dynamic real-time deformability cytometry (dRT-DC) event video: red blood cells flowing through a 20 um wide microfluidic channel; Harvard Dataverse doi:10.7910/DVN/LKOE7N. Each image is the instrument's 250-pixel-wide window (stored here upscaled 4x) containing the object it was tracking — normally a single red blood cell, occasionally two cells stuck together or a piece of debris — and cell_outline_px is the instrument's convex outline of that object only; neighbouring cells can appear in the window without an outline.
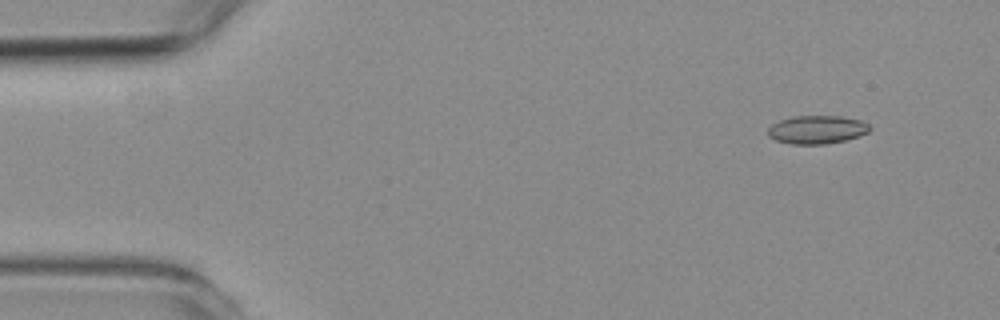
{"species": "common noctule bat (a hibernating species)", "species_latin": "Nyctalus noctula", "temperature_condition": "room temperature", "stored_images_in_passage": 57, "camera_frame_rate_fps": 3000, "um_per_image_px": 0.085, "animal": {"sex": "female", "body_mass_g": 19.3, "forearm_length_mm": 54.1}, "frame": {"image": 1, "passage_image": 4, "time_ms": 1.0, "image_size_px": [1000, 320], "cell_outline_px": [[872, 128], [868, 132], [844, 140], [824, 144], [792, 144], [776, 140], [768, 136], [768, 128], [772, 124], [780, 120], [792, 116], [840, 116], [860, 120], [868, 124]], "centroid_in_image_um": [69.42, 11.01], "position_along_channel_um": 15.6, "area_um2": 16.65}}
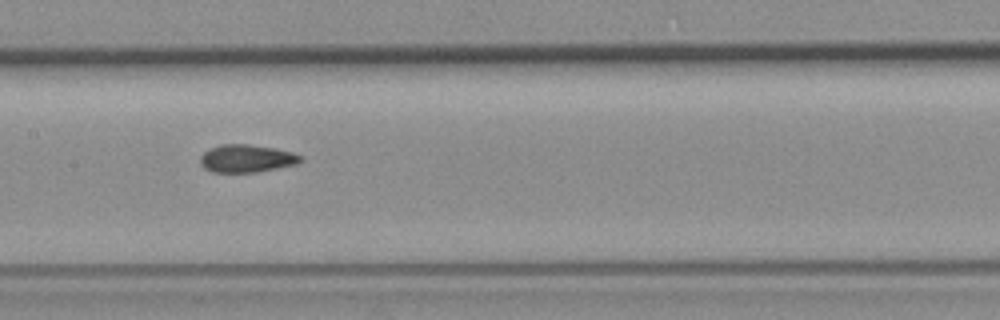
{"frame": {"image": 2, "passage_image": 27, "time_ms": 8.667, "image_size_px": [1000, 320], "cell_outline_px": [[300, 160], [296, 164], [256, 172], [212, 172], [204, 168], [200, 164], [200, 156], [204, 152], [212, 148], [224, 144], [248, 144], [276, 148], [292, 152], [300, 156]], "centroid_in_image_um": [20.92, 13.47], "position_along_channel_um": 186.5, "area_um2": 16.01}}
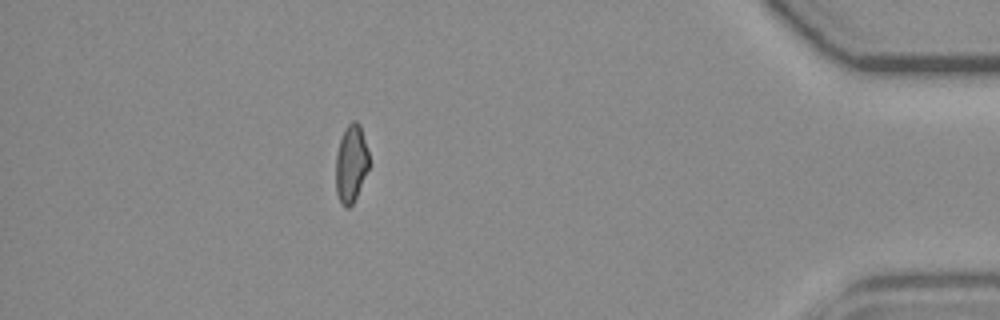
{"frame": {"image": 3, "passage_image": 50, "time_ms": 16.333, "image_size_px": [1000, 320], "cell_outline_px": [[368, 168], [356, 196], [352, 204], [348, 208], [344, 208], [340, 204], [336, 192], [336, 156], [340, 140], [344, 128], [352, 120], [356, 120], [360, 124], [368, 152]], "centroid_in_image_um": [29.82, 13.9], "position_along_channel_um": 405.4, "area_um2": 14.91}, "authors_computed_cell_mechanics": {"area_um2": 16.1262, "velocity_mm_per_s": 3.5539, "shape_relaxation_time_tau1_ms": null, "shape_relaxation_time_tau2_ms": 2.8551, "deformation_change_tau1": null, "deformation_change_tau2": 0.0749}}